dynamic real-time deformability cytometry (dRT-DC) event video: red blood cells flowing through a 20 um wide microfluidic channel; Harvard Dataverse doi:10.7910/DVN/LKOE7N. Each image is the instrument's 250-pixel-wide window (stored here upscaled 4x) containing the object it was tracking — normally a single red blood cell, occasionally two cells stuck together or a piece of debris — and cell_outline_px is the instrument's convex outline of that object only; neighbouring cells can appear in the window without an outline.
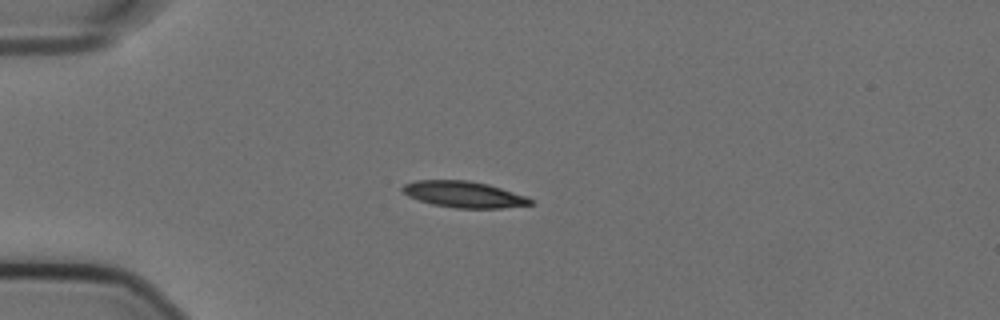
{"species": "Egyptian fruit bat (a non-hibernating species)", "species_latin": "Rousettus aegyptiacus", "temperature_condition": "cold", "stored_images_in_passage": 43, "camera_frame_rate_fps": 3000, "um_per_image_px": 0.085, "animal": {"sex": "female"}, "frame": {"image": 1, "passage_image": 1, "time_ms": 0.0, "image_size_px": [1000, 320], "cell_outline_px": [[532, 204], [500, 208], [456, 208], [432, 204], [408, 196], [400, 188], [404, 184], [416, 180], [468, 180], [488, 184], [524, 196], [532, 200]], "centroid_in_image_um": [39.37, 16.52], "position_along_channel_um": 45.6, "area_um2": 19.31}}
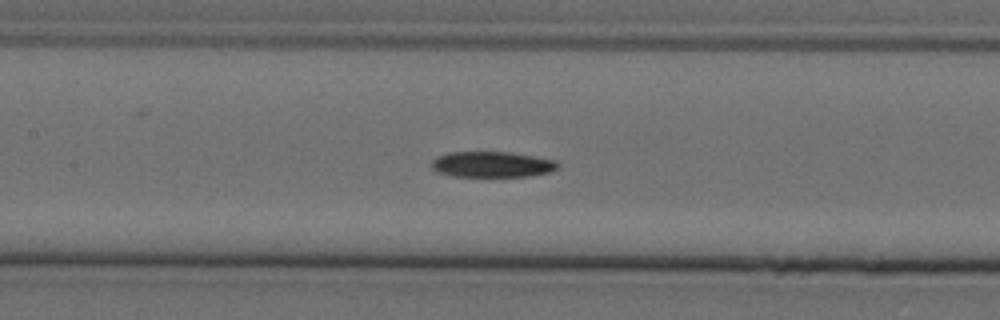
{"frame": {"image": 2, "passage_image": 13, "time_ms": 4.0, "image_size_px": [1000, 320], "cell_outline_px": [[560, 168], [548, 172], [528, 176], [452, 176], [436, 172], [432, 168], [432, 160], [448, 152], [508, 152], [556, 160], [560, 164]], "centroid_in_image_um": [41.83, 13.97], "position_along_channel_um": 165.6, "area_um2": 18.84}}
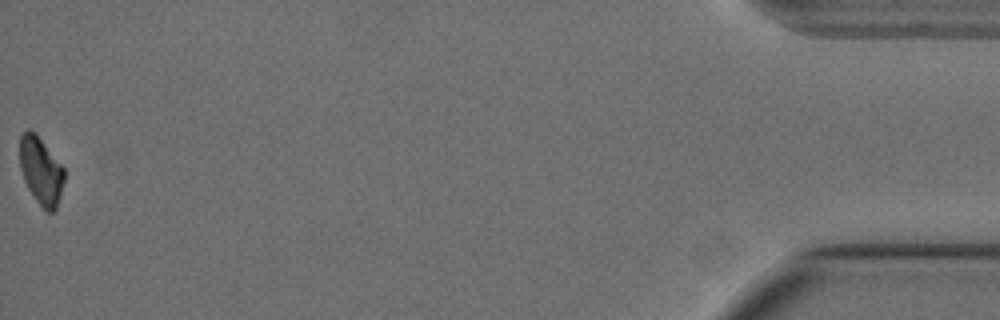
{"frame": {"image": 3, "passage_image": 43, "time_ms": 14.0, "image_size_px": [1000, 320], "cell_outline_px": [[64, 180], [60, 196], [56, 208], [52, 212], [48, 212], [36, 200], [28, 188], [24, 180], [20, 168], [20, 136], [28, 128], [36, 132], [64, 168]], "centroid_in_image_um": [3.47, 14.48], "position_along_channel_um": 431.7, "area_um2": 17.4}, "authors_computed_cell_mechanics": {"area_um2": 19.7676, "velocity_mm_per_s": 3.5835, "shape_relaxation_time_tau1_ms": 7.6316, "shape_relaxation_time_tau2_ms": null, "deformation_change_tau1": 0.1675, "deformation_change_tau2": null}}